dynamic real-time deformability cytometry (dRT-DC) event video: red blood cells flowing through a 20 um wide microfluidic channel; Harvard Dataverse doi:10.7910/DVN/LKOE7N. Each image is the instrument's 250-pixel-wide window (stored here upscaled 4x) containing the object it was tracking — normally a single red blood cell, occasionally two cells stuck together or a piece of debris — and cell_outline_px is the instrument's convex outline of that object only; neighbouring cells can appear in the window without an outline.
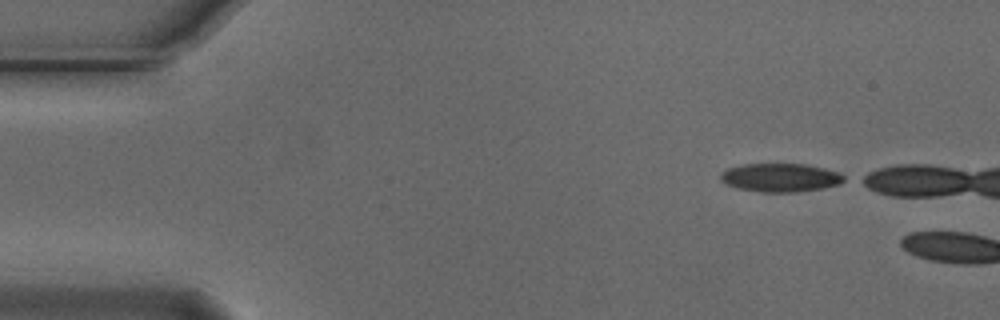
{"species": "Egyptian fruit bat (a non-hibernating species)", "species_latin": "Rousettus aegyptiacus", "temperature_condition": "cold", "stored_images_in_passage": 3, "camera_frame_rate_fps": 3000, "um_per_image_px": 0.085, "animal": {"sex": "male"}, "frame": {"image": 1, "passage_image": 1, "time_ms": 0.0, "image_size_px": [1000, 320], "cell_outline_px": [[848, 180], [840, 184], [820, 188], [796, 192], [760, 192], [740, 188], [728, 184], [720, 180], [720, 172], [728, 168], [744, 164], [804, 164], [824, 168], [840, 172], [848, 176]], "centroid_in_image_um": [66.4, 15.09], "position_along_channel_um": 18.6, "area_um2": 20.58}}